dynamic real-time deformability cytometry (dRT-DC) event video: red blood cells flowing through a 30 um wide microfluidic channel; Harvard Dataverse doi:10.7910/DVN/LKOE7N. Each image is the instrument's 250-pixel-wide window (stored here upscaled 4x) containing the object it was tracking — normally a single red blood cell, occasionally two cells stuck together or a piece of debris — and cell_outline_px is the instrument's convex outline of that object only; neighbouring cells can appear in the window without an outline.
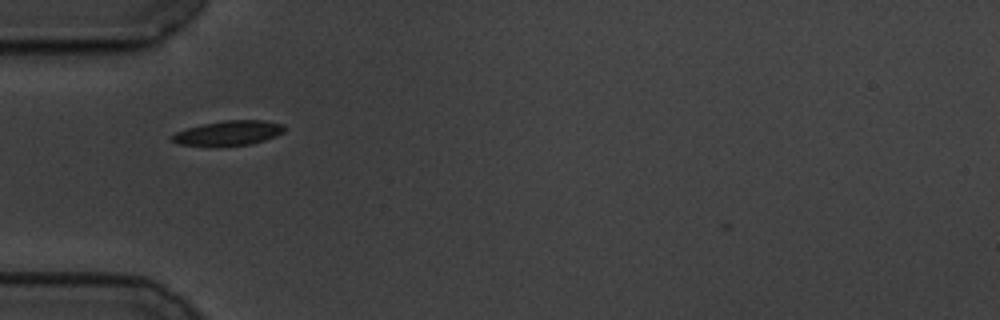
{"species": "common noctule bat (a hibernating species)", "species_latin": "Nyctalus noctula", "temperature_condition": "cold", "stored_images_in_passage": 39, "camera_frame_rate_fps": 3000, "um_per_image_px": 0.085, "animal": {"sex": "male", "body_mass_g": 19.5, "forearm_length_mm": 54.6}, "frame": {"image": 1, "passage_image": 2, "time_ms": 0.333, "image_size_px": [1000, 320], "cell_outline_px": [[284, 132], [276, 136], [252, 144], [220, 148], [212, 148], [176, 144], [168, 136], [176, 132], [188, 128], [204, 124], [224, 120], [264, 120], [284, 124]], "centroid_in_image_um": [19.37, 11.35], "position_along_channel_um": 65.6, "area_um2": 16.88}}
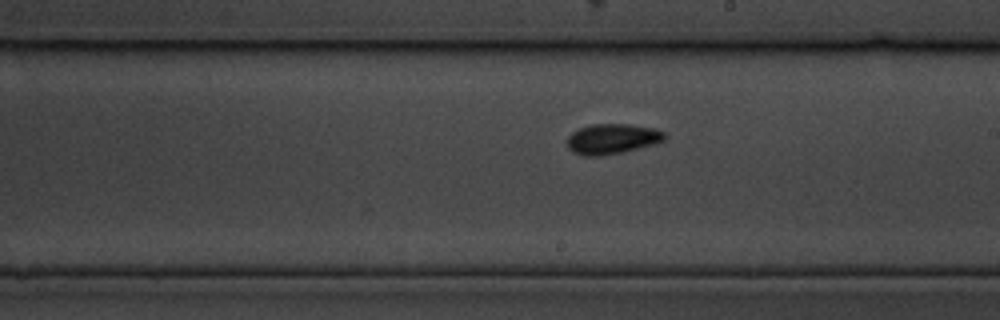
{"frame": {"image": 2, "passage_image": 17, "time_ms": 5.333, "image_size_px": [1000, 320], "cell_outline_px": [[668, 136], [664, 140], [656, 144], [624, 152], [596, 156], [588, 156], [572, 152], [568, 148], [568, 136], [572, 132], [580, 128], [592, 124], [632, 124], [656, 128], [664, 132]], "centroid_in_image_um": [52.09, 11.8], "position_along_channel_um": 236.9, "area_um2": 17.34}}
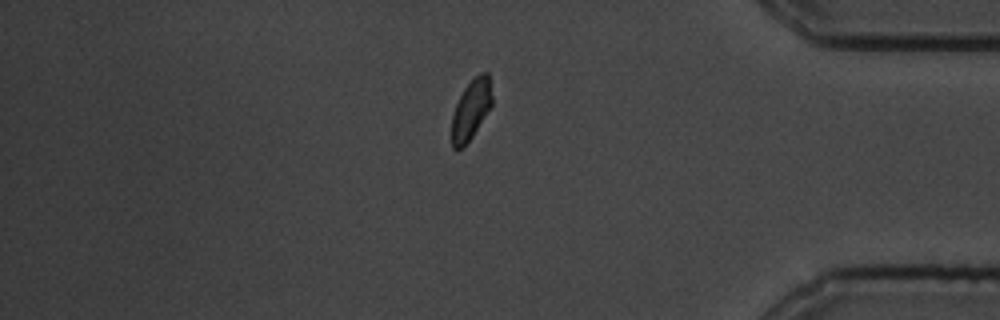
{"frame": {"image": 3, "passage_image": 33, "time_ms": 10.667, "image_size_px": [1000, 320], "cell_outline_px": [[492, 104], [472, 136], [460, 148], [452, 148], [452, 116], [456, 104], [464, 88], [480, 72], [488, 72], [492, 96]], "centroid_in_image_um": [40.04, 9.28], "position_along_channel_um": 395.2, "area_um2": 13.64}, "authors_computed_cell_mechanics": {"area_um2": 15.317, "velocity_mm_per_s": 3.4551, "shape_relaxation_time_tau1_ms": 4.1251, "shape_relaxation_time_tau2_ms": 3.9067, "deformation_change_tau1": 0.1078, "deformation_change_tau2": 0.0622}}